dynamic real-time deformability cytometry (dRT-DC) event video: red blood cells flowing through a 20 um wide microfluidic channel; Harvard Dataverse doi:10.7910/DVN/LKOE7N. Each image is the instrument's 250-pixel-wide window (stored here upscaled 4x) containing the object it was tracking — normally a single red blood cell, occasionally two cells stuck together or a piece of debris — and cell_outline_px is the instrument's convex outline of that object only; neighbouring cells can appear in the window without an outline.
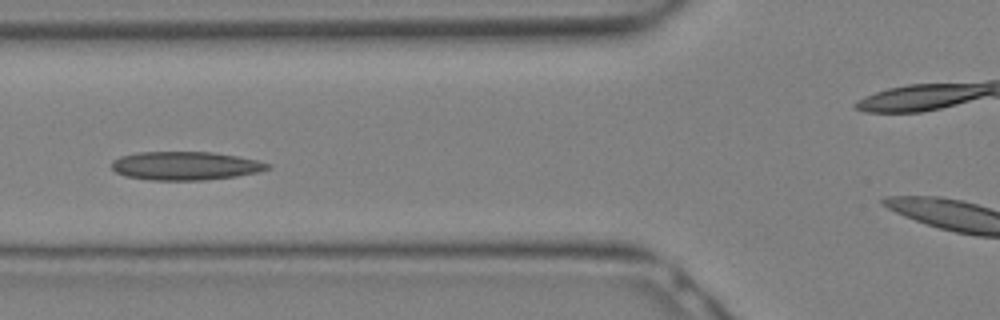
{"species": "Egyptian fruit bat (a non-hibernating species)", "species_latin": "Rousettus aegyptiacus", "temperature_condition": "warm", "stored_images_in_passage": 13, "camera_frame_rate_fps": 3000, "um_per_image_px": 0.085, "animal": {"sex": "female"}, "frame": {"image": 1, "passage_image": 10, "time_ms": 3.0, "image_size_px": [1000, 320], "cell_outline_px": [[272, 168], [260, 172], [236, 176], [204, 180], [152, 180], [124, 176], [116, 172], [112, 168], [112, 160], [120, 156], [136, 152], [212, 152], [236, 156], [256, 160], [272, 164]], "centroid_in_image_um": [15.76, 14.09], "position_along_channel_um": 110.0, "area_um2": 26.01}}
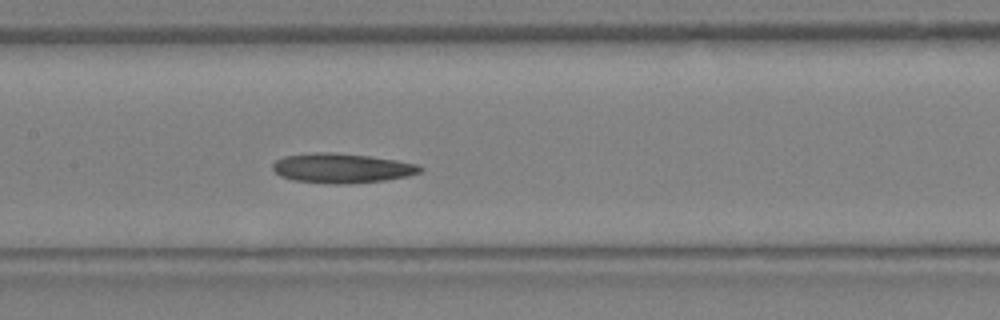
{"frame": {"image": 2, "passage_image": 13, "time_ms": 4.0, "image_size_px": [1000, 320], "cell_outline_px": [[424, 168], [420, 172], [408, 176], [384, 180], [348, 184], [336, 184], [292, 180], [280, 176], [272, 168], [272, 164], [276, 160], [284, 156], [312, 152], [336, 152], [368, 156], [396, 160], [420, 164]], "centroid_in_image_um": [29.06, 14.29], "position_along_channel_um": 178.3, "area_um2": 25.61}}